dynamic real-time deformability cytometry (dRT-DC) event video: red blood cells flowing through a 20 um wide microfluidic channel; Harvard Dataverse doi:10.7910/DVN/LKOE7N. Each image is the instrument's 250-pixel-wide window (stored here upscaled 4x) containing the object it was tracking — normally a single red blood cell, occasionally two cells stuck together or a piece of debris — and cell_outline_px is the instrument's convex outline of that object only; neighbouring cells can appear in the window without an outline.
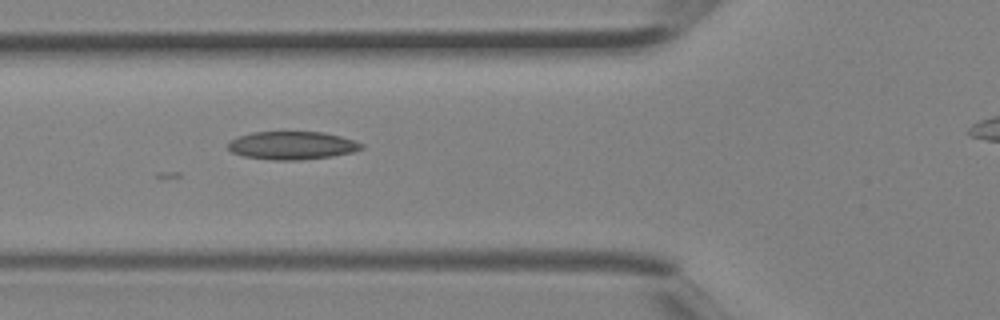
{"species": "Egyptian fruit bat (a non-hibernating species)", "species_latin": "Rousettus aegyptiacus", "temperature_condition": "room temperature", "stored_images_in_passage": 7, "camera_frame_rate_fps": 3000, "um_per_image_px": 0.085, "animal": {"sex": "female"}, "frame": {"image": 1, "passage_image": 6, "time_ms": 1.667, "image_size_px": [1000, 320], "cell_outline_px": [[364, 148], [352, 152], [332, 156], [300, 160], [272, 160], [244, 156], [232, 152], [228, 148], [228, 144], [232, 140], [240, 136], [252, 132], [324, 132], [340, 136], [364, 144]], "centroid_in_image_um": [24.85, 12.36], "position_along_channel_um": 101.0, "area_um2": 21.68}}